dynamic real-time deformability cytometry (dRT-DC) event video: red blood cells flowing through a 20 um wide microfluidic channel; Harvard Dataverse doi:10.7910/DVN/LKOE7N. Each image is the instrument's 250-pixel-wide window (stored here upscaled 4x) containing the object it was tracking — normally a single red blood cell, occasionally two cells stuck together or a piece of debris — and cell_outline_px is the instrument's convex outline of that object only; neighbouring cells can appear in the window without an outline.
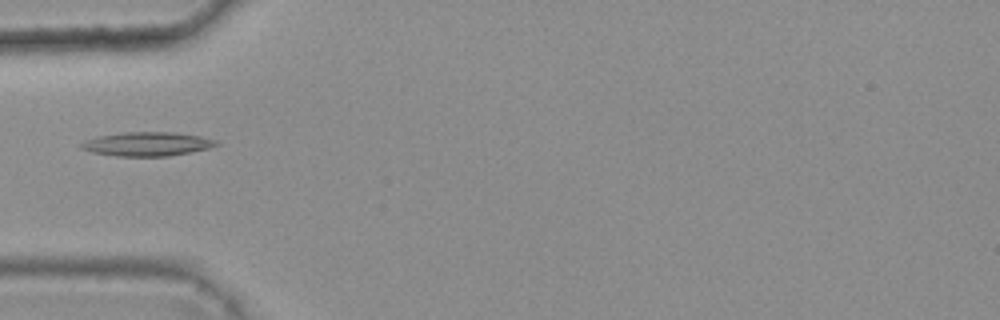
{"species": "common noctule bat (a hibernating species)", "species_latin": "Nyctalus noctula", "temperature_condition": "warm", "stored_images_in_passage": 8, "camera_frame_rate_fps": 3000, "um_per_image_px": 0.085, "animal": {"sex": "female", "body_mass_g": 25.1}, "frame": {"image": 1, "passage_image": 4, "time_ms": 1.0, "image_size_px": [1000, 320], "cell_outline_px": [[220, 144], [208, 148], [168, 156], [116, 156], [92, 152], [80, 148], [80, 144], [84, 140], [100, 136], [120, 132], [176, 132], [200, 136], [220, 140]], "centroid_in_image_um": [12.52, 12.23], "position_along_channel_um": 72.5, "area_um2": 18.9}}
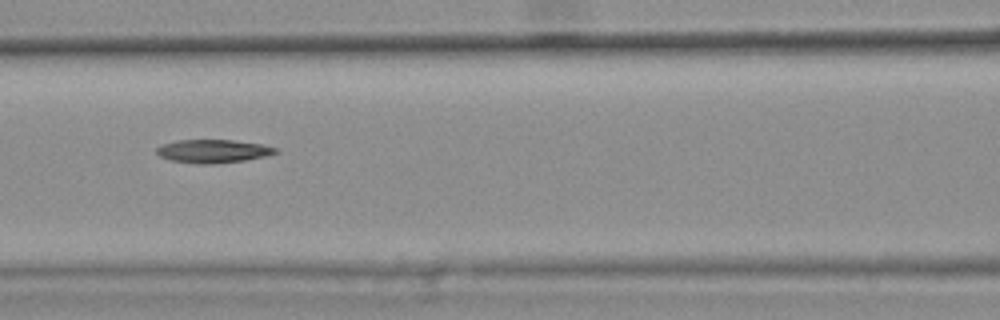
{"frame": {"image": 2, "passage_image": 6, "time_ms": 1.667, "image_size_px": [1000, 320], "cell_outline_px": [[280, 152], [264, 156], [244, 160], [212, 164], [200, 164], [168, 160], [160, 156], [156, 152], [156, 148], [160, 144], [176, 140], [232, 140], [264, 144], [280, 148]], "centroid_in_image_um": [18.12, 12.84], "position_along_channel_um": 148.5, "area_um2": 16.36}}
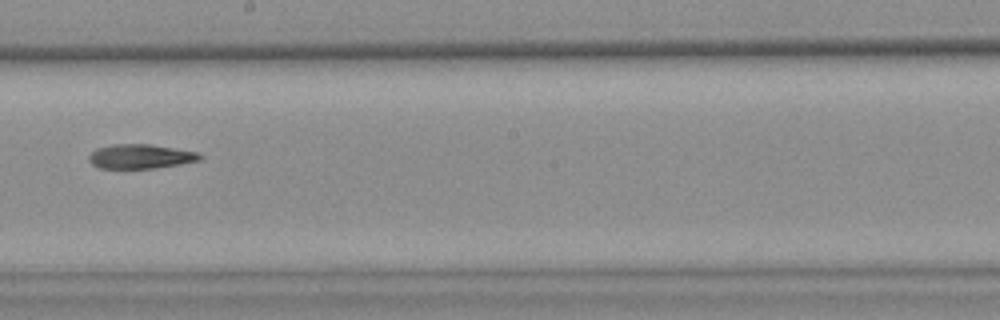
{"frame": {"image": 3, "passage_image": 8, "time_ms": 2.333, "image_size_px": [1000, 320], "cell_outline_px": [[204, 156], [200, 160], [180, 164], [156, 168], [100, 168], [92, 164], [88, 160], [88, 156], [96, 148], [112, 144], [148, 144], [196, 152]], "centroid_in_image_um": [11.91, 13.3], "position_along_channel_um": 236.3, "area_um2": 15.66}}